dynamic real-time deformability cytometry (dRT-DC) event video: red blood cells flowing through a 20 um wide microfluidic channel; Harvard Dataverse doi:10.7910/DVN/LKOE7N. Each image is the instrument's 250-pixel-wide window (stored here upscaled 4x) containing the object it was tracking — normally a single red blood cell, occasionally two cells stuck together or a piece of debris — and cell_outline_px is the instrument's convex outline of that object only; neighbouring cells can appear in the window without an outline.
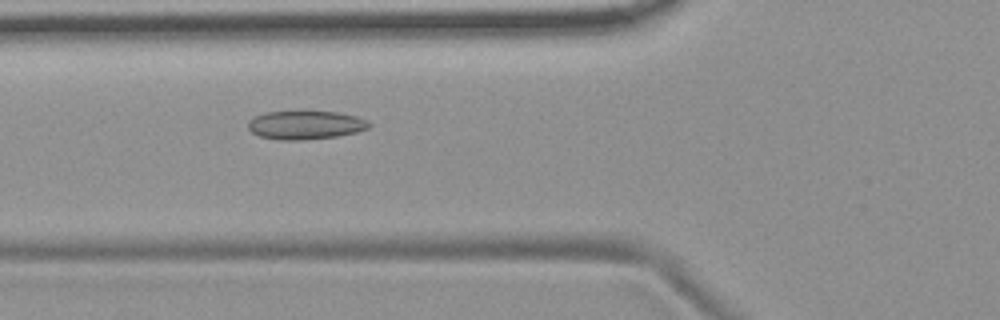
{"species": "common noctule bat (a hibernating species)", "species_latin": "Nyctalus noctula", "temperature_condition": "room temperature", "stored_images_in_passage": 54, "camera_frame_rate_fps": 3000, "um_per_image_px": 0.085, "animal": {"sex": "female", "body_mass_g": 19.9}, "frame": {"image": 1, "passage_image": 20, "time_ms": 6.333, "image_size_px": [1000, 320], "cell_outline_px": [[372, 124], [368, 128], [356, 132], [336, 136], [300, 140], [280, 140], [260, 136], [252, 132], [248, 128], [248, 120], [252, 116], [264, 112], [336, 112], [356, 116], [368, 120]], "centroid_in_image_um": [25.94, 10.62], "position_along_channel_um": 99.9, "area_um2": 20.06}}
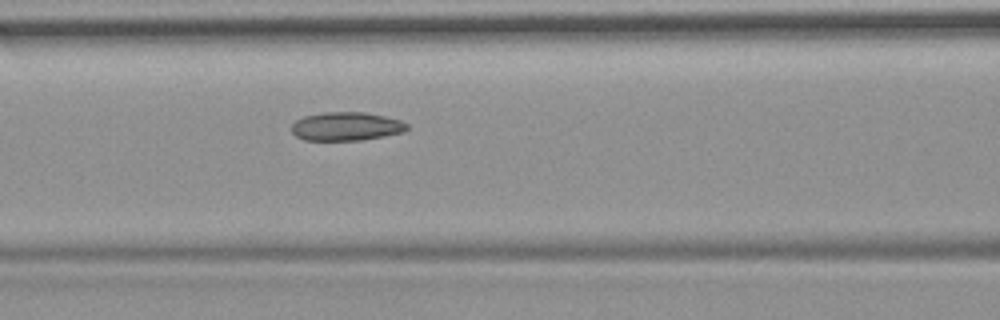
{"frame": {"image": 2, "passage_image": 23, "time_ms": 7.333, "image_size_px": [1000, 320], "cell_outline_px": [[408, 128], [404, 132], [384, 136], [360, 140], [304, 140], [296, 136], [292, 132], [292, 124], [296, 120], [304, 116], [324, 112], [364, 112], [384, 116], [400, 120], [408, 124]], "centroid_in_image_um": [29.43, 10.74], "position_along_channel_um": 137.2, "area_um2": 19.19}}
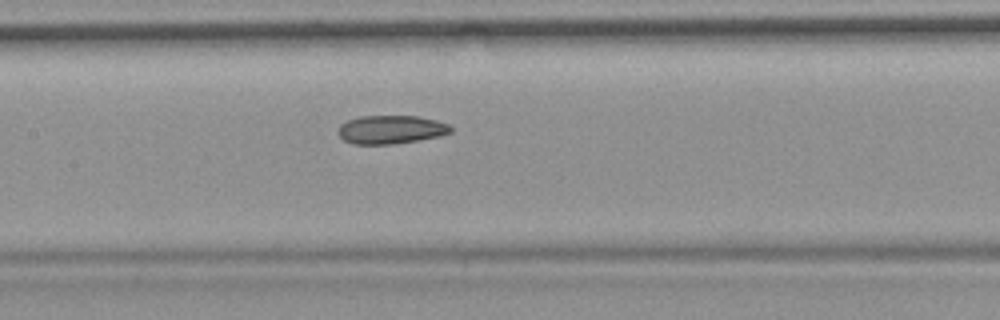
{"frame": {"image": 3, "passage_image": 26, "time_ms": 8.333, "image_size_px": [1000, 320], "cell_outline_px": [[452, 132], [440, 136], [392, 144], [352, 144], [344, 140], [340, 136], [340, 124], [348, 120], [360, 116], [416, 116], [436, 120], [448, 124], [452, 128]], "centroid_in_image_um": [33.24, 11.01], "position_along_channel_um": 174.2, "area_um2": 18.5}, "authors_computed_cell_mechanics": {"area_um2": 19.8254, "velocity_mm_per_s": 3.7099, "shape_relaxation_time_tau1_ms": null, "shape_relaxation_time_tau2_ms": 4.6361, "deformation_change_tau1": null, "deformation_change_tau2": 0.0761}}